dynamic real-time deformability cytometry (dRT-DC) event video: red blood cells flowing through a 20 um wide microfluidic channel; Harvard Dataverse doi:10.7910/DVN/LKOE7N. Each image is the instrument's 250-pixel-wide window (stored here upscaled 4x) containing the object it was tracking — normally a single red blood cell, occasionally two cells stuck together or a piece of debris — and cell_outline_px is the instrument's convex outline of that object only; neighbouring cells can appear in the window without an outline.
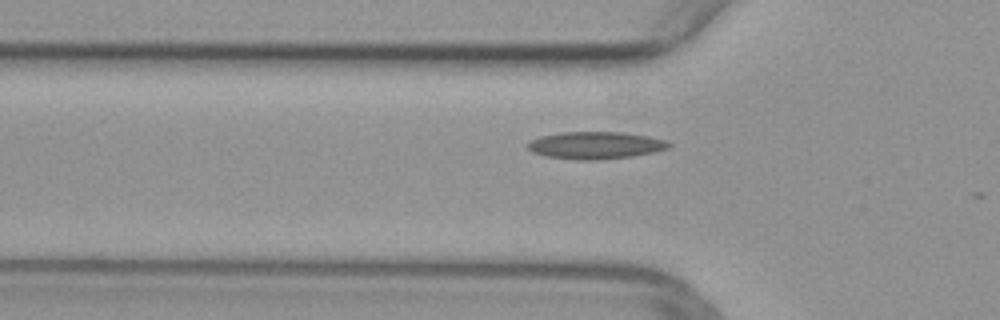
{"species": "common noctule bat (a hibernating species)", "species_latin": "Nyctalus noctula", "temperature_condition": "warm", "stored_images_in_passage": 6, "camera_frame_rate_fps": 3000, "um_per_image_px": 0.085, "animal": {"sex": "female", "body_mass_g": 29.2, "forearm_length_mm": 56.3}, "frame": {"image": 1, "passage_image": 4, "time_ms": 1.0, "image_size_px": [1000, 320], "cell_outline_px": [[672, 144], [668, 148], [656, 152], [632, 156], [596, 160], [576, 160], [544, 156], [532, 152], [524, 144], [540, 136], [560, 132], [624, 132], [648, 136], [668, 140]], "centroid_in_image_um": [50.62, 12.35], "position_along_channel_um": 75.2, "area_um2": 22.72}}